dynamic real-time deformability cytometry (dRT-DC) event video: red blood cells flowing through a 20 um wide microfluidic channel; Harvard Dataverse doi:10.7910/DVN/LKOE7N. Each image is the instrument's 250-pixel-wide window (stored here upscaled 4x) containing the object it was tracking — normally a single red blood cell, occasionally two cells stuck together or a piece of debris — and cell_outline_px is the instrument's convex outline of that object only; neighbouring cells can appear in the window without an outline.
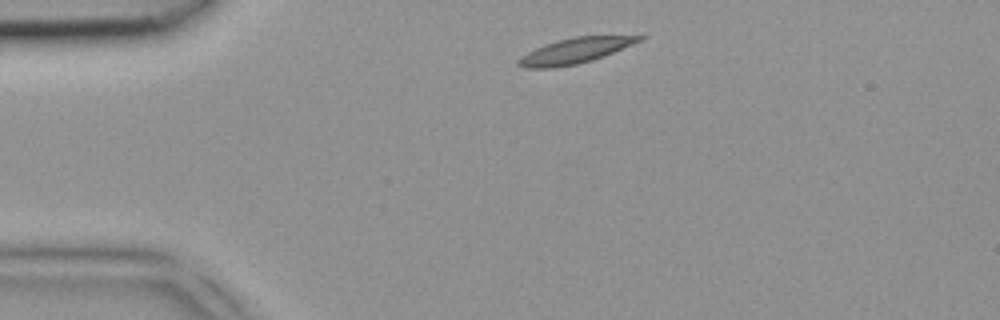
{"species": "common noctule bat (a hibernating species)", "species_latin": "Nyctalus noctula", "temperature_condition": "room temperature", "stored_images_in_passage": 3, "segment_of_instrument_passage": [1, 2], "camera_frame_rate_fps": 3000, "um_per_image_px": 0.085, "animal": {"sex": "female", "body_mass_g": 18.4}, "frame": {"image": 1, "passage_image": 1, "time_ms": 0.0, "image_size_px": [1000, 320], "cell_outline_px": [[648, 36], [644, 40], [604, 56], [592, 60], [576, 64], [552, 68], [524, 68], [516, 64], [516, 60], [520, 56], [544, 44], [556, 40], [572, 36]], "centroid_in_image_um": [48.86, 4.31], "position_along_channel_um": 36.1, "area_um2": 18.03}}